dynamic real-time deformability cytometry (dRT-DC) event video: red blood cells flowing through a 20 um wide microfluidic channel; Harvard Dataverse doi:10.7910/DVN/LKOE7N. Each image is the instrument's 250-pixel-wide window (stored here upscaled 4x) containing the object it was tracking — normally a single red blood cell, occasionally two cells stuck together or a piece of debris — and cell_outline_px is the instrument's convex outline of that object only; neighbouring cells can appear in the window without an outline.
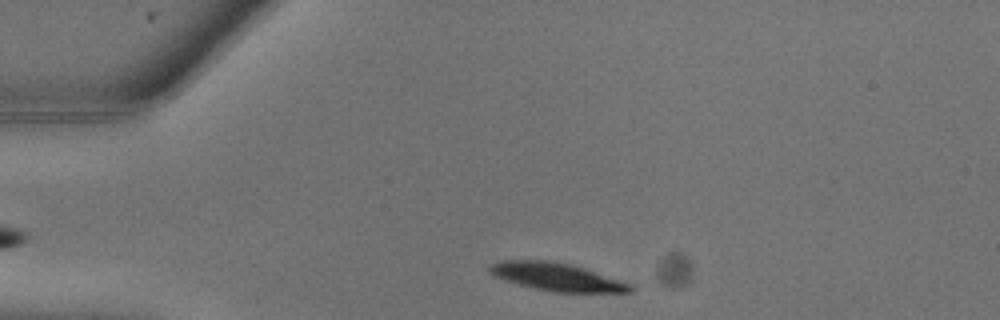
{"species": "common noctule bat (a hibernating species)", "species_latin": "Nyctalus noctula", "temperature_condition": "warm", "stored_images_in_passage": 3, "camera_frame_rate_fps": 3000, "um_per_image_px": 0.085, "animal": {"sex": "male", "body_mass_g": 13.3}, "frame": {"image": 1, "passage_image": 1, "time_ms": 0.0, "image_size_px": [1000, 320], "cell_outline_px": [[632, 292], [552, 292], [520, 284], [496, 276], [488, 272], [488, 268], [492, 264], [500, 260], [552, 260], [572, 264], [632, 284]], "centroid_in_image_um": [47.33, 23.52], "position_along_channel_um": 37.7, "area_um2": 22.6}}